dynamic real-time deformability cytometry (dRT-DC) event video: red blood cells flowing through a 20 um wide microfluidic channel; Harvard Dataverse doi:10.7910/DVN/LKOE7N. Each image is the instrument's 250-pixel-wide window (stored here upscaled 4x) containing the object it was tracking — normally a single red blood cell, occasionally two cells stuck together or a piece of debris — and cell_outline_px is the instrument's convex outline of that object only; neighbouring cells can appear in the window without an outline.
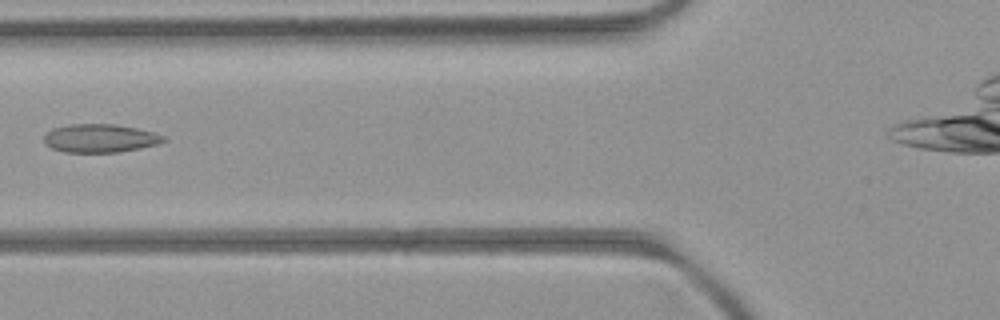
{"species": "common noctule bat (a hibernating species)", "species_latin": "Nyctalus noctula", "temperature_condition": "room temperature", "stored_images_in_passage": 5, "camera_frame_rate_fps": 3000, "um_per_image_px": 0.085, "animal": {"sex": "female", "body_mass_g": 21.9}, "frame": {"image": 1, "passage_image": 4, "time_ms": 4.333, "image_size_px": [1000, 320], "cell_outline_px": [[164, 140], [156, 144], [140, 148], [120, 152], [64, 152], [52, 148], [44, 144], [44, 136], [52, 128], [72, 124], [116, 124], [136, 128], [152, 132], [164, 136]], "centroid_in_image_um": [8.46, 11.75], "position_along_channel_um": 117.3, "area_um2": 19.59}}
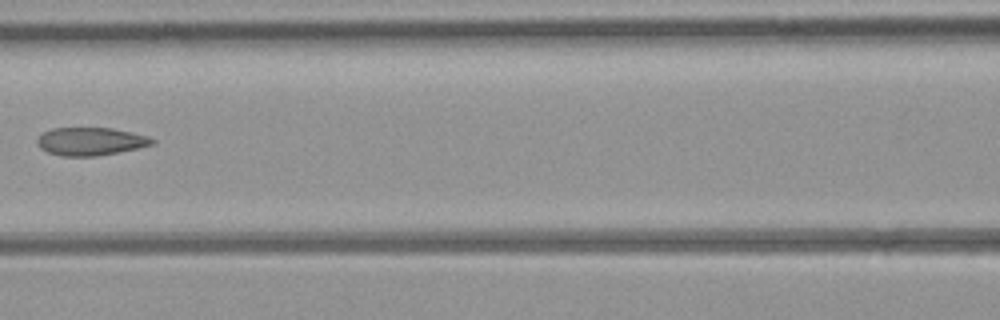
{"frame": {"image": 2, "passage_image": 5, "time_ms": 5.333, "image_size_px": [1000, 320], "cell_outline_px": [[156, 144], [96, 156], [64, 156], [48, 152], [40, 148], [36, 144], [36, 140], [44, 132], [52, 128], [112, 128], [148, 136], [156, 140]], "centroid_in_image_um": [7.7, 12.01], "position_along_channel_um": 158.9, "area_um2": 18.61}}